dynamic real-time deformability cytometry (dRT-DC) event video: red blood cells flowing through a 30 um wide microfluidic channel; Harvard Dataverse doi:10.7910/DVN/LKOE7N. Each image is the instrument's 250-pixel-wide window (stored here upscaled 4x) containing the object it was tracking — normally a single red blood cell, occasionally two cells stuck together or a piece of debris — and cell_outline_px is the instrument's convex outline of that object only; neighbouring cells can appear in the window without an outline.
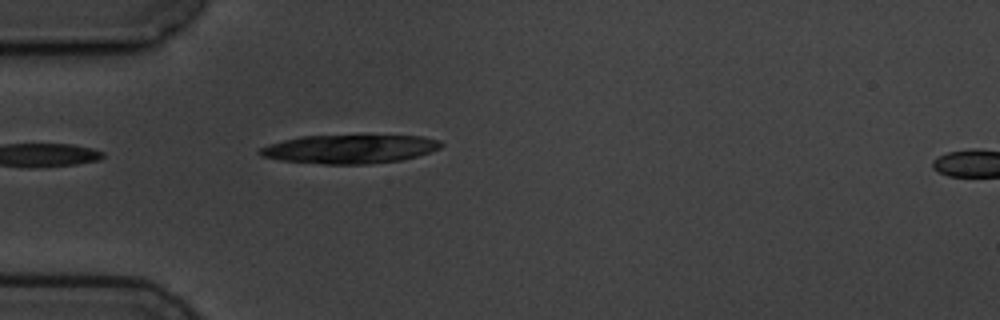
{"species": "common noctule bat (a hibernating species)", "species_latin": "Nyctalus noctula", "temperature_condition": "cold", "stored_images_in_passage": 6, "segment_of_instrument_passage": [1, 2], "camera_frame_rate_fps": 3000, "um_per_image_px": 0.085, "animal": {"sex": "male", "body_mass_g": 19.5, "forearm_length_mm": 54.6}, "frame": {"image": 1, "passage_image": 5, "time_ms": 5.333, "image_size_px": [1000, 320], "cell_outline_px": [[444, 144], [440, 148], [416, 156], [400, 160], [368, 164], [324, 164], [280, 160], [260, 156], [256, 152], [260, 148], [268, 144], [300, 136], [420, 136], [440, 140]], "centroid_in_image_um": [29.67, 12.67], "position_along_channel_um": 55.3, "area_um2": 30.11}}